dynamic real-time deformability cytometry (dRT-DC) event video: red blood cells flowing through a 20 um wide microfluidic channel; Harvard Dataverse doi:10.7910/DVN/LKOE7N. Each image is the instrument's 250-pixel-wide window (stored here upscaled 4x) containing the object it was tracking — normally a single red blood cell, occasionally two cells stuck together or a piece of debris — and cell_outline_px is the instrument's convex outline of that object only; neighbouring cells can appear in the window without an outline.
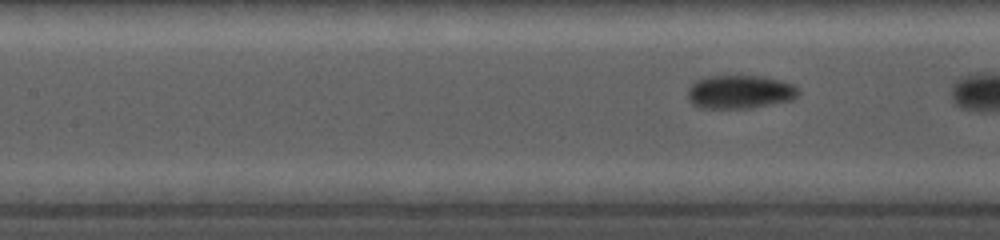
{"species": "common noctule bat (a hibernating species)", "species_latin": "Nyctalus noctula", "temperature_condition": "cold", "stored_images_in_passage": 7, "camera_frame_rate_fps": 5000, "um_per_image_px": 0.085, "animal": {"sex": "female", "body_mass_g": 19.0, "forearm_length_mm": 56.7}, "frame": {"image": 1, "passage_image": 5, "time_ms": 1.0, "image_size_px": [1000, 240], "cell_outline_px": [[792, 96], [784, 100], [752, 108], [696, 108], [692, 104], [692, 88], [700, 80], [716, 76], [748, 76], [768, 80], [784, 84], [792, 88]], "centroid_in_image_um": [62.72, 7.86], "position_along_channel_um": 144.7, "area_um2": 19.31}}